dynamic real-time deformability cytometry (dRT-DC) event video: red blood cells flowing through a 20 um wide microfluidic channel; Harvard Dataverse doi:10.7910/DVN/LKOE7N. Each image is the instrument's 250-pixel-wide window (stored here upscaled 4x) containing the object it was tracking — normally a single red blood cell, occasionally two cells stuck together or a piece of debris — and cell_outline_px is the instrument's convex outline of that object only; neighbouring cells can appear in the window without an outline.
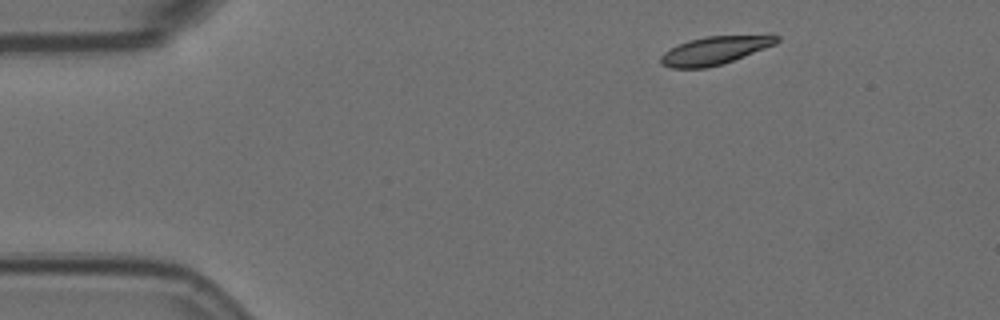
{"species": "Egyptian fruit bat (a non-hibernating species)", "species_latin": "Rousettus aegyptiacus", "temperature_condition": "room temperature", "stored_images_in_passage": 7, "camera_frame_rate_fps": 3000, "um_per_image_px": 0.085, "animal": {"sex": "female"}, "frame": {"image": 1, "passage_image": 1, "time_ms": 0.0, "image_size_px": [1000, 320], "cell_outline_px": [[780, 40], [776, 44], [744, 56], [720, 64], [704, 68], [672, 68], [660, 64], [660, 56], [664, 52], [688, 40], [708, 36], [780, 36]], "centroid_in_image_um": [60.7, 4.3], "position_along_channel_um": 24.3, "area_um2": 18.5}}
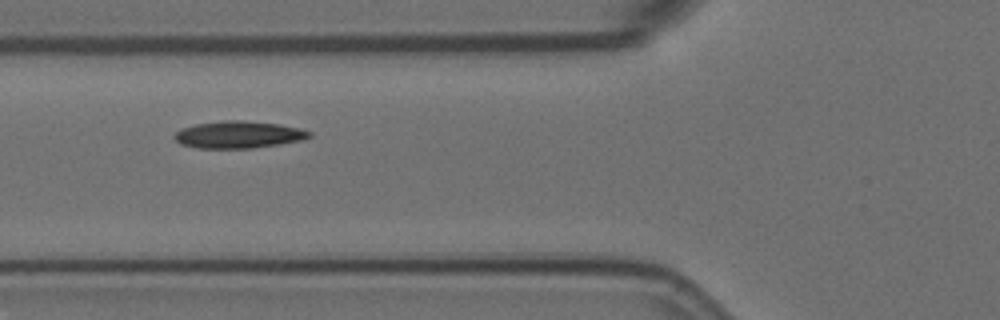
{"frame": {"image": 2, "passage_image": 5, "time_ms": 1.333, "image_size_px": [1000, 320], "cell_outline_px": [[312, 136], [304, 140], [280, 144], [252, 148], [196, 148], [180, 144], [172, 136], [180, 128], [196, 124], [224, 120], [244, 120], [276, 124], [300, 128], [312, 132]], "centroid_in_image_um": [20.27, 11.45], "position_along_channel_um": 105.5, "area_um2": 21.44}}
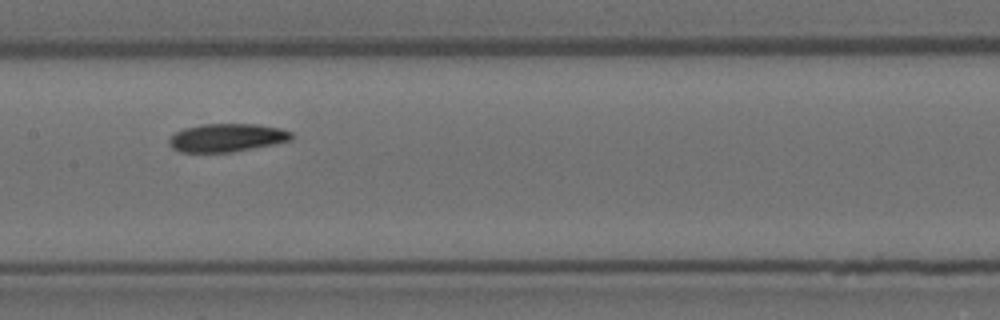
{"frame": {"image": 3, "passage_image": 7, "time_ms": 2.0, "image_size_px": [1000, 320], "cell_outline_px": [[292, 140], [232, 152], [180, 152], [172, 148], [168, 144], [168, 140], [176, 132], [184, 128], [204, 124], [256, 124], [280, 128], [292, 132]], "centroid_in_image_um": [19.27, 11.7], "position_along_channel_um": 188.1, "area_um2": 20.0}}